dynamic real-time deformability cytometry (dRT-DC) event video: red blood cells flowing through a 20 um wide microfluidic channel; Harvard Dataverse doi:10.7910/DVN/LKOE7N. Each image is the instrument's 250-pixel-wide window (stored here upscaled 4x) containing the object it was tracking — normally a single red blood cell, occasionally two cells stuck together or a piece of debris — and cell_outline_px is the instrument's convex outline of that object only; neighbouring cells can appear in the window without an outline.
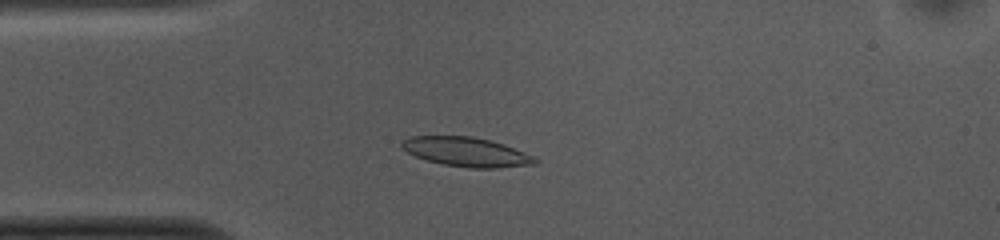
{"species": "common noctule bat (a hibernating species)", "species_latin": "Nyctalus noctula", "temperature_condition": "cold", "stored_images_in_passage": 51, "camera_frame_rate_fps": 3000, "um_per_image_px": 0.085, "animal": {"sex": "female", "body_mass_g": 10.0, "forearm_length_mm": 53.1}, "frame": {"image": 1, "passage_image": 11, "time_ms": 3.333, "image_size_px": [1000, 240], "cell_outline_px": [[540, 160], [536, 164], [496, 168], [472, 168], [444, 164], [428, 160], [416, 156], [400, 148], [400, 144], [404, 140], [412, 136], [472, 136], [504, 144], [524, 152]], "centroid_in_image_um": [39.65, 12.91], "position_along_channel_um": 45.3, "area_um2": 22.54}}
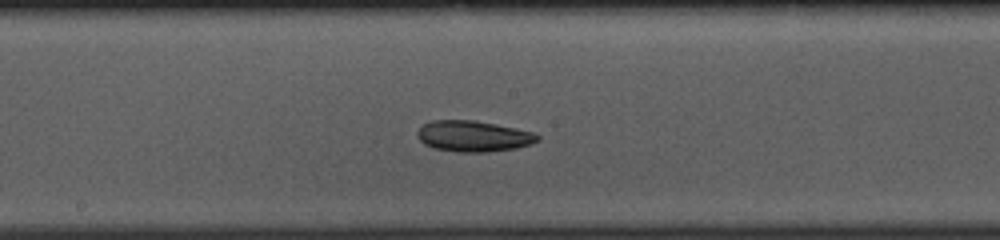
{"frame": {"image": 2, "passage_image": 25, "time_ms": 8.0, "image_size_px": [1000, 240], "cell_outline_px": [[540, 140], [532, 144], [516, 148], [484, 152], [456, 152], [432, 148], [424, 144], [416, 136], [416, 132], [424, 124], [432, 120], [472, 120], [496, 124], [536, 132], [540, 136]], "centroid_in_image_um": [40.25, 11.58], "position_along_channel_um": 207.9, "area_um2": 21.91}}
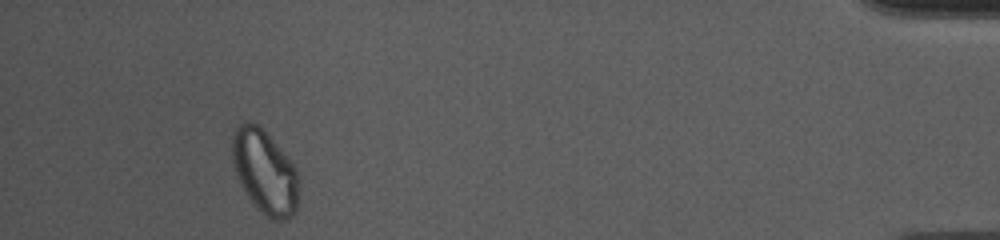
{"frame": {"image": 3, "passage_image": 47, "time_ms": 15.333, "image_size_px": [1000, 240], "cell_outline_px": [[300, 180], [296, 208], [292, 216], [288, 220], [272, 220], [256, 208], [252, 204], [240, 184], [236, 176], [232, 160], [232, 132], [236, 124], [248, 120], [256, 124], [272, 140], [296, 168]], "centroid_in_image_um": [22.48, 14.62], "position_along_channel_um": 412.7, "area_um2": 32.71}, "authors_computed_cell_mechanics": {"area_um2": 22.3686, "velocity_mm_per_s": 3.7204, "shape_relaxation_time_tau1_ms": null, "shape_relaxation_time_tau2_ms": 8.1854, "deformation_change_tau1": null, "deformation_change_tau2": 0.1297}}